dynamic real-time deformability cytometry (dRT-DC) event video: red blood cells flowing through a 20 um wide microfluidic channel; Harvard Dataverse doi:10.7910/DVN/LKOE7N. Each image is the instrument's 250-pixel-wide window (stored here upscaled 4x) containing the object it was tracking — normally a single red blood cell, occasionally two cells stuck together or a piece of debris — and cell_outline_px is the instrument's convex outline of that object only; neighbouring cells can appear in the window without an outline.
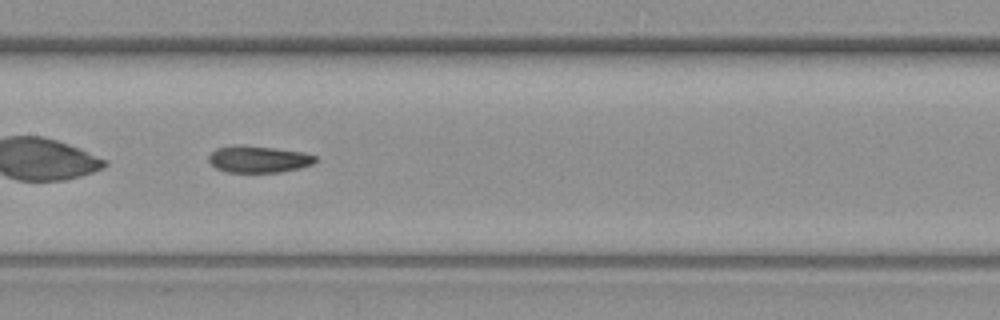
{"species": "common noctule bat (a hibernating species)", "species_latin": "Nyctalus noctula", "temperature_condition": "warm", "stored_images_in_passage": 37, "camera_frame_rate_fps": 3000, "um_per_image_px": 0.085, "animal": {"sex": "female", "body_mass_g": 19.3, "forearm_length_mm": 54.1}, "frame": {"image": 1, "passage_image": 11, "time_ms": 3.333, "image_size_px": [1000, 320], "cell_outline_px": [[316, 160], [312, 164], [300, 168], [280, 172], [224, 172], [216, 168], [208, 160], [208, 156], [216, 148], [236, 144], [272, 148], [304, 152], [316, 156]], "centroid_in_image_um": [21.95, 13.53], "position_along_channel_um": 185.5, "area_um2": 16.65}}